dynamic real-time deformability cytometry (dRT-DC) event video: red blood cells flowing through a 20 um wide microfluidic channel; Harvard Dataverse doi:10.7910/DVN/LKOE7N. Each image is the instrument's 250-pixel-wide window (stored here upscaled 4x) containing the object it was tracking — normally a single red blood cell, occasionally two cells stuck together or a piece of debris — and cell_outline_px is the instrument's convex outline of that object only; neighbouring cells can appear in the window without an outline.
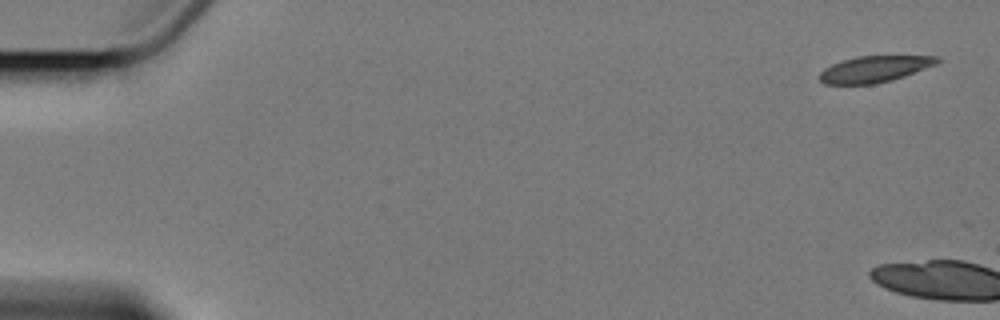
{"species": "Egyptian fruit bat (a non-hibernating species)", "species_latin": "Rousettus aegyptiacus", "temperature_condition": "cold", "stored_images_in_passage": 8, "camera_frame_rate_fps": 3000, "um_per_image_px": 0.085, "animal": {"sex": "female"}, "frame": {"image": 1, "passage_image": 1, "time_ms": 0.0, "image_size_px": [1000, 320], "cell_outline_px": [[940, 60], [936, 64], [904, 76], [892, 80], [872, 84], [824, 84], [820, 80], [820, 72], [824, 68], [840, 60], [856, 56], [940, 56]], "centroid_in_image_um": [74.31, 5.86], "position_along_channel_um": 10.7, "area_um2": 17.98}}